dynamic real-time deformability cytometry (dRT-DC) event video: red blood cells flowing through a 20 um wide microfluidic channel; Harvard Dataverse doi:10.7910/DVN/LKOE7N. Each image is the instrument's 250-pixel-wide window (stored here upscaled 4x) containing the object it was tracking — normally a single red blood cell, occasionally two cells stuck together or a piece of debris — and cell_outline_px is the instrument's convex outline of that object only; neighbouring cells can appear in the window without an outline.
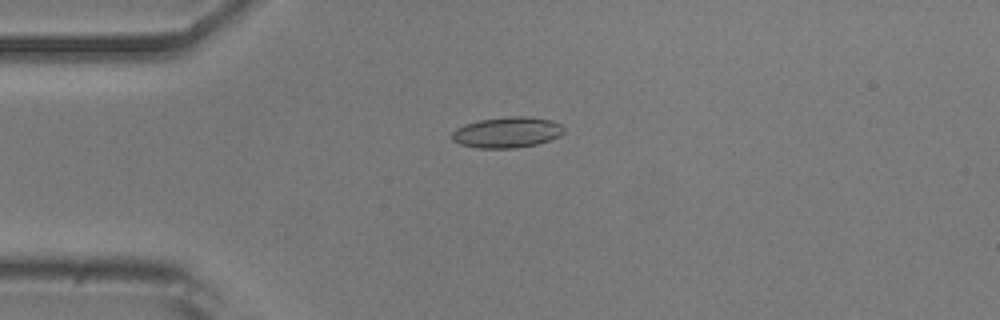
{"species": "common noctule bat (a hibernating species)", "species_latin": "Nyctalus noctula", "temperature_condition": "room temperature", "stored_images_in_passage": 42, "camera_frame_rate_fps": 3000, "um_per_image_px": 0.085, "animal": {"sex": "male", "body_mass_g": 20.5, "forearm_length_mm": 52.5}, "frame": {"image": 1, "passage_image": 3, "time_ms": 0.667, "image_size_px": [1000, 320], "cell_outline_px": [[564, 132], [560, 136], [536, 144], [516, 148], [476, 148], [460, 144], [452, 140], [452, 132], [456, 128], [464, 124], [480, 120], [508, 116], [524, 116], [552, 120], [560, 124], [564, 128]], "centroid_in_image_um": [43.09, 11.25], "position_along_channel_um": 41.9, "area_um2": 20.11}}
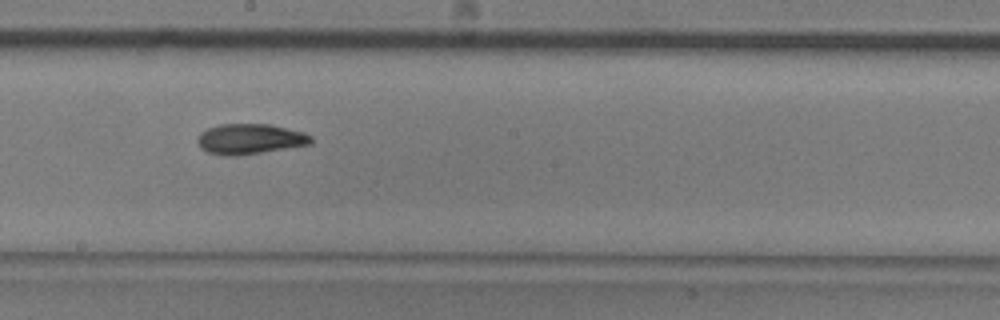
{"frame": {"image": 2, "passage_image": 19, "time_ms": 6.0, "image_size_px": [1000, 320], "cell_outline_px": [[312, 144], [260, 152], [208, 152], [200, 148], [196, 140], [200, 132], [208, 128], [220, 124], [272, 124], [304, 132], [312, 136]], "centroid_in_image_um": [21.3, 11.75], "position_along_channel_um": 226.9, "area_um2": 19.25}}
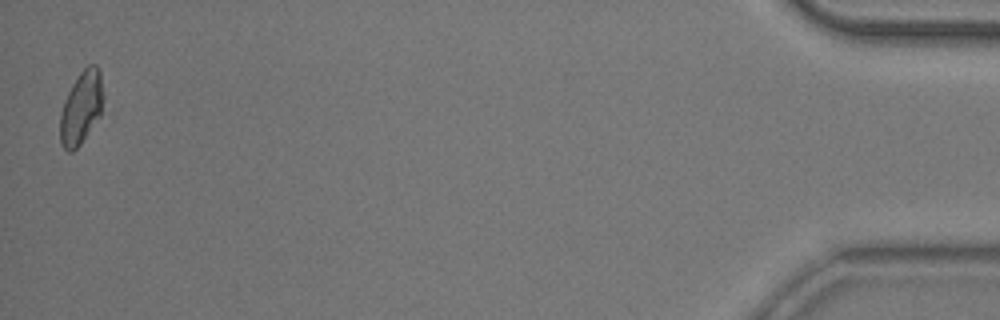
{"frame": {"image": 3, "passage_image": 42, "time_ms": 13.667, "image_size_px": [1000, 320], "cell_outline_px": [[104, 100], [100, 116], [80, 144], [72, 152], [68, 152], [60, 144], [60, 116], [64, 100], [72, 84], [80, 72], [88, 64], [96, 64], [100, 72], [104, 96]], "centroid_in_image_um": [6.92, 9.14], "position_along_channel_um": 428.3, "area_um2": 18.44}, "authors_computed_cell_mechanics": {"area_um2": 19.4786, "velocity_mm_per_s": 3.8567, "shape_relaxation_time_tau1_ms": 4.237, "shape_relaxation_time_tau2_ms": null, "deformation_change_tau1": 0.1165, "deformation_change_tau2": null}}